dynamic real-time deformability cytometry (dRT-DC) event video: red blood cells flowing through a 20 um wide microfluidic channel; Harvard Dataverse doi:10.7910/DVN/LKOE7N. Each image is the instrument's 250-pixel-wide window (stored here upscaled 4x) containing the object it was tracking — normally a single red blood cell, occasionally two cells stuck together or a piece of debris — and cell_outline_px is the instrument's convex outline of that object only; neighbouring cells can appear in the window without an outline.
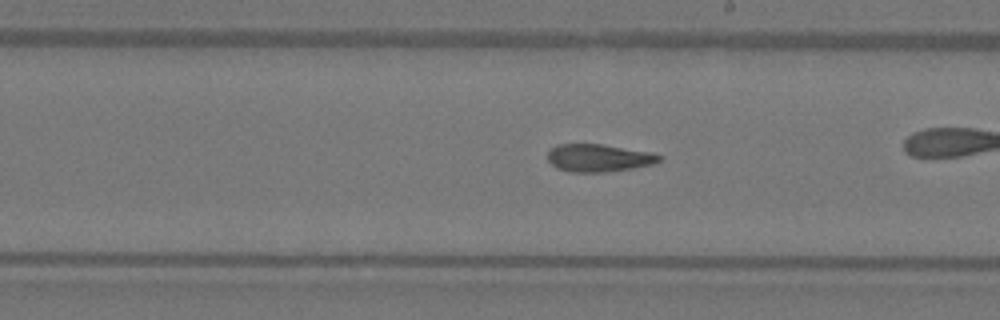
{"species": "Egyptian fruit bat (a non-hibernating species)", "species_latin": "Rousettus aegyptiacus", "temperature_condition": "warm", "stored_images_in_passage": 39, "camera_frame_rate_fps": 3000, "um_per_image_px": 0.085, "animal": {"sex": "female"}, "frame": {"image": 1, "passage_image": 17, "time_ms": 5.333, "image_size_px": [1000, 320], "cell_outline_px": [[664, 156], [656, 164], [632, 168], [604, 172], [568, 172], [556, 168], [548, 160], [548, 152], [556, 144], [600, 144], [652, 152]], "centroid_in_image_um": [50.91, 13.42], "position_along_channel_um": 238.1, "area_um2": 18.09}, "authors_computed_cell_mechanics": {"area_um2": 18.1492, "velocity_mm_per_s": 4.0503, "shape_relaxation_time_tau1_ms": 10.5693, "shape_relaxation_time_tau2_ms": 4.578, "deformation_change_tau1": 0.2612, "deformation_change_tau2": 0.103}}